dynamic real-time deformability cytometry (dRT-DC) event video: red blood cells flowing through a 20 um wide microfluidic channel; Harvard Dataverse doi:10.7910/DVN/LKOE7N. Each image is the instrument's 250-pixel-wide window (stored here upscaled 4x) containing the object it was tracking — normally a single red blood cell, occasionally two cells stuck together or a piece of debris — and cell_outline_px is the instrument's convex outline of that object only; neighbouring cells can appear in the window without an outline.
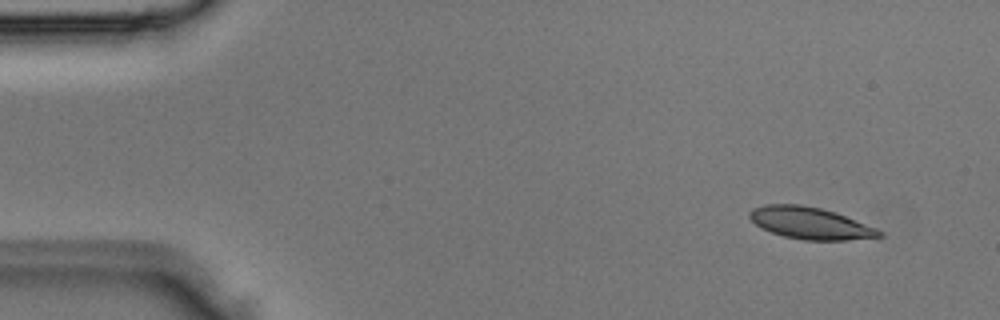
{"species": "Egyptian fruit bat (a non-hibernating species)", "species_latin": "Rousettus aegyptiacus", "temperature_condition": "room temperature", "stored_images_in_passage": 2, "camera_frame_rate_fps": 3000, "um_per_image_px": 0.085, "animal": {"sex": "male"}, "frame": {"image": 1, "passage_image": 1, "time_ms": 0.0, "image_size_px": [1000, 320], "cell_outline_px": [[884, 236], [848, 240], [804, 240], [784, 236], [772, 232], [756, 224], [748, 216], [748, 212], [752, 208], [764, 204], [800, 204], [820, 208], [836, 212], [876, 228], [884, 232]], "centroid_in_image_um": [68.88, 18.96], "position_along_channel_um": 16.1, "area_um2": 24.04}}